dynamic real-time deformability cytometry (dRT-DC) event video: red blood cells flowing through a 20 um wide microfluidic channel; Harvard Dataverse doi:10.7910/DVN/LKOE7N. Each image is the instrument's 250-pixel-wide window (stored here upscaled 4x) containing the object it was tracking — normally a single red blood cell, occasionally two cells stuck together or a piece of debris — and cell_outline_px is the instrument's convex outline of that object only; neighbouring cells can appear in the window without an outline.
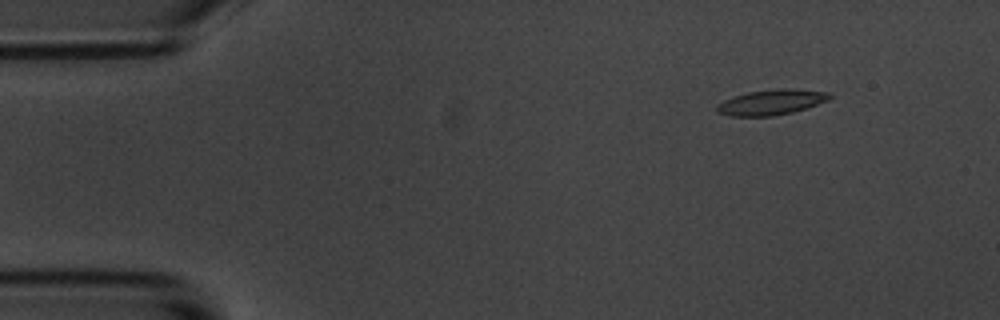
{"species": "common noctule bat (a hibernating species)", "species_latin": "Nyctalus noctula", "temperature_condition": "room temperature", "stored_images_in_passage": 4, "camera_frame_rate_fps": 3000, "um_per_image_px": 0.085, "animal": {"sex": "male", "body_mass_g": 20.1, "forearm_length_mm": 53.5}, "frame": {"image": 1, "passage_image": 1, "time_ms": 0.0, "image_size_px": [1000, 320], "cell_outline_px": [[832, 96], [828, 100], [792, 112], [772, 116], [732, 116], [720, 112], [716, 108], [716, 104], [732, 96], [748, 92], [780, 88], [796, 88], [828, 92]], "centroid_in_image_um": [65.56, 8.67], "position_along_channel_um": 19.4, "area_um2": 16.53}}
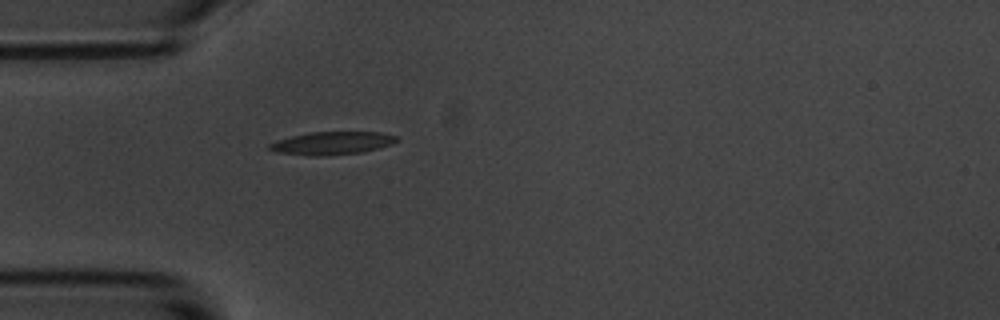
{"frame": {"image": 2, "passage_image": 4, "time_ms": 3.333, "image_size_px": [1000, 320], "cell_outline_px": [[400, 140], [392, 144], [364, 152], [320, 156], [308, 156], [276, 152], [268, 148], [268, 144], [276, 140], [308, 132], [380, 132], [396, 136]], "centroid_in_image_um": [28.21, 12.17], "position_along_channel_um": 56.8, "area_um2": 17.11}}